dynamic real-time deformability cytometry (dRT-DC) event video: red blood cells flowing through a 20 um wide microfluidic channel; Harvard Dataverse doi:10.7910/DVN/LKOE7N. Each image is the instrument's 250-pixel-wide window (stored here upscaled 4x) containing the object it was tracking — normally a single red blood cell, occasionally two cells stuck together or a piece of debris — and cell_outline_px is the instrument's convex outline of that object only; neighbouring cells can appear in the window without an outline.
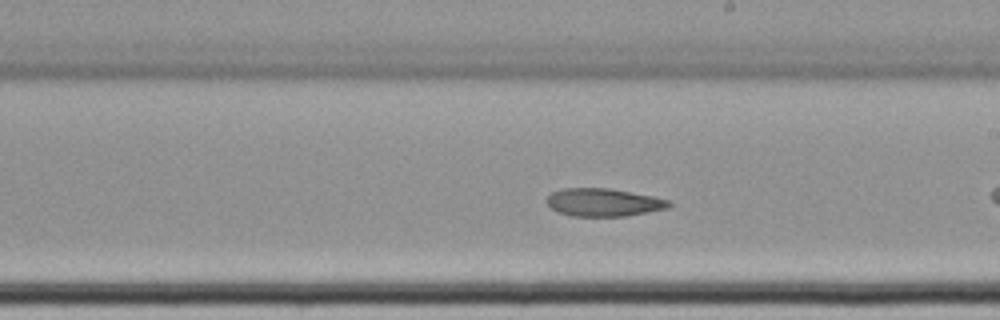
{"species": "common noctule bat (a hibernating species)", "species_latin": "Nyctalus noctula", "temperature_condition": "cold", "stored_images_in_passage": 29, "camera_frame_rate_fps": 3000, "um_per_image_px": 0.085, "animal": {"sex": "female", "body_mass_g": 22.7, "forearm_length_mm": 54.2}, "frame": {"image": 1, "passage_image": 17, "time_ms": 5.333, "image_size_px": [1000, 320], "cell_outline_px": [[672, 204], [668, 208], [624, 216], [572, 216], [560, 212], [552, 208], [544, 200], [552, 192], [564, 188], [608, 188], [652, 196], [672, 200]], "centroid_in_image_um": [51.31, 17.19], "position_along_channel_um": 237.7, "area_um2": 19.77}}
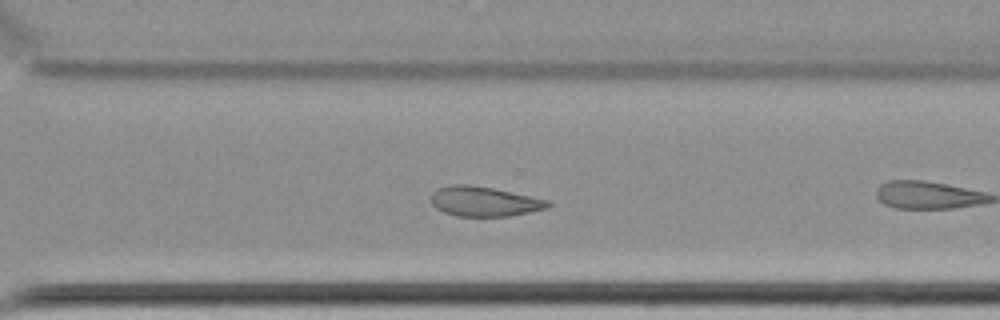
{"frame": {"image": 2, "passage_image": 25, "time_ms": 8.0, "image_size_px": [1000, 320], "cell_outline_px": [[552, 204], [548, 208], [508, 216], [456, 216], [444, 212], [436, 208], [432, 204], [432, 192], [436, 188], [448, 184], [468, 184], [492, 188], [552, 200]], "centroid_in_image_um": [41.16, 17.11], "position_along_channel_um": 329.4, "area_um2": 20.46}}